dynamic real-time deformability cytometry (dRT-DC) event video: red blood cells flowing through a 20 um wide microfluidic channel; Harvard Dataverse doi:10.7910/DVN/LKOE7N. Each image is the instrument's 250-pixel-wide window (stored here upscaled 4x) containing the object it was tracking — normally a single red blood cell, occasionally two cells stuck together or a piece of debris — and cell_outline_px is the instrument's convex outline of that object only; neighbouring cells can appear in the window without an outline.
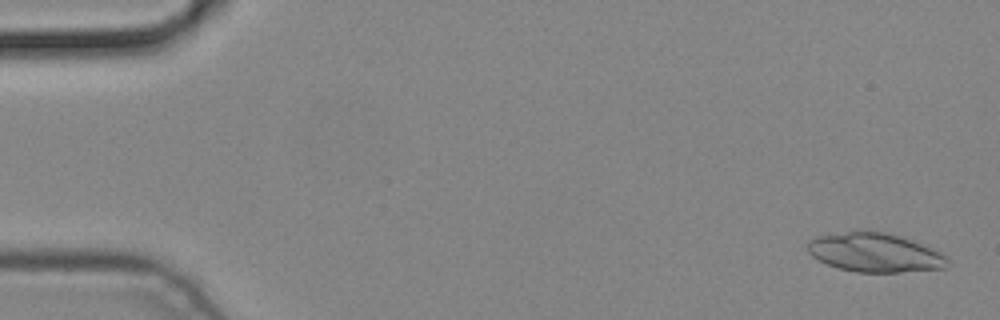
{"species": "common noctule bat (a hibernating species)", "species_latin": "Nyctalus noctula", "temperature_condition": "cold", "stored_images_in_passage": 5, "camera_frame_rate_fps": 3000, "um_per_image_px": 0.085, "animal": {"sex": "male", "body_mass_g": 19.2, "forearm_length_mm": 51.8}, "frame": {"image": 1, "passage_image": 1, "time_ms": 0.0, "image_size_px": [1000, 320], "cell_outline_px": [[948, 260], [944, 268], [900, 272], [856, 272], [840, 268], [828, 264], [812, 256], [808, 252], [808, 240], [816, 236], [848, 232], [884, 232], [900, 236], [944, 252]], "centroid_in_image_um": [74.38, 21.48], "position_along_channel_um": 10.6, "area_um2": 31.39}}
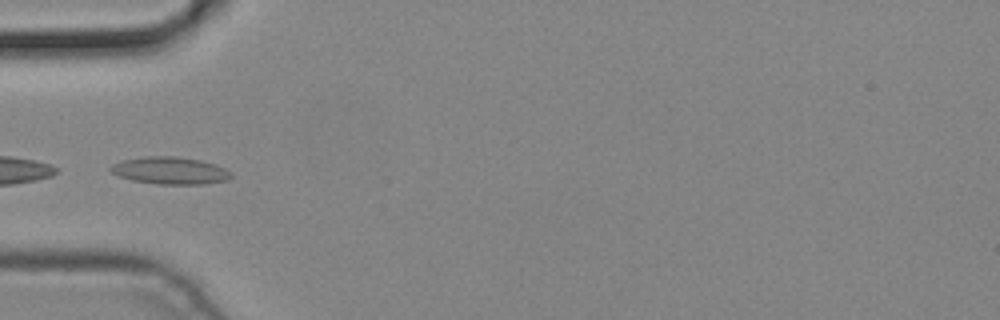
{"frame": {"image": 2, "passage_image": 5, "time_ms": 1.333, "image_size_px": [1000, 320], "cell_outline_px": [[232, 176], [228, 180], [204, 184], [156, 184], [132, 180], [120, 176], [112, 172], [108, 168], [112, 164], [124, 160], [144, 156], [172, 156], [200, 160], [216, 164], [232, 172]], "centroid_in_image_um": [14.48, 14.5], "position_along_channel_um": 70.5, "area_um2": 19.13}}